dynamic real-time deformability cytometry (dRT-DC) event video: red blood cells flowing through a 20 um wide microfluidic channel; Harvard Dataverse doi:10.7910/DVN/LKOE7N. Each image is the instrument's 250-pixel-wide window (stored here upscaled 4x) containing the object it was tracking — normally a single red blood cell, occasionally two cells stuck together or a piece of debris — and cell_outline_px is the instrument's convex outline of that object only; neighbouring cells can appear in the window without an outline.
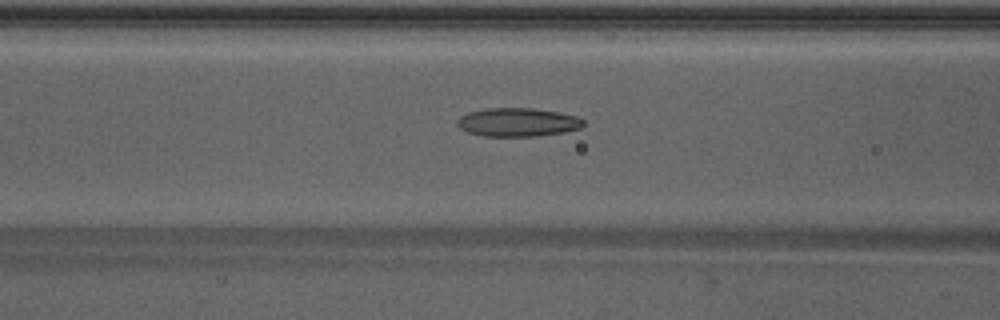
{"species": "Egyptian fruit bat (a non-hibernating species)", "species_latin": "Rousettus aegyptiacus", "temperature_condition": "warm", "stored_images_in_passage": 48, "camera_frame_rate_fps": 3000, "um_per_image_px": 0.085, "animal": {"sex": "male"}, "frame": {"image": 1, "passage_image": 20, "time_ms": 6.333, "image_size_px": [1000, 320], "cell_outline_px": [[584, 124], [580, 128], [564, 132], [536, 136], [480, 136], [468, 132], [460, 128], [456, 124], [456, 120], [460, 116], [468, 112], [488, 108], [532, 108], [560, 112], [576, 116], [584, 120]], "centroid_in_image_um": [43.99, 10.39], "position_along_channel_um": 122.6, "area_um2": 21.1}}
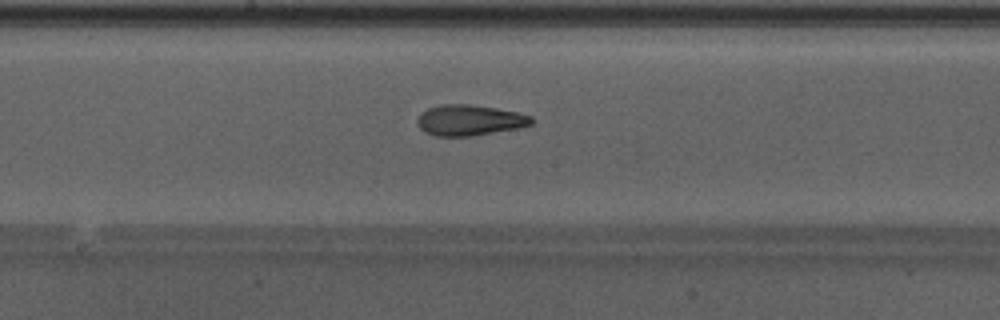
{"frame": {"image": 2, "passage_image": 26, "time_ms": 8.333, "image_size_px": [1000, 320], "cell_outline_px": [[532, 124], [516, 128], [472, 136], [436, 136], [424, 132], [420, 128], [416, 120], [428, 108], [440, 104], [468, 104], [496, 108], [520, 112], [532, 116]], "centroid_in_image_um": [39.91, 10.21], "position_along_channel_um": 208.3, "area_um2": 20.35}}
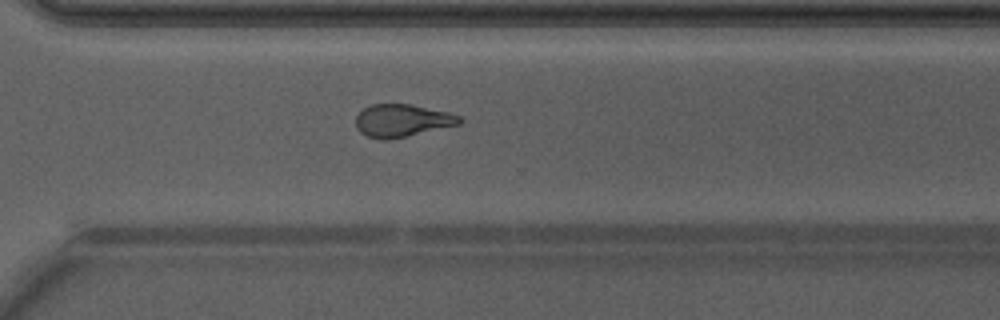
{"frame": {"image": 3, "passage_image": 35, "time_ms": 11.333, "image_size_px": [1000, 320], "cell_outline_px": [[464, 120], [460, 124], [404, 136], [368, 136], [360, 132], [356, 128], [356, 116], [364, 108], [372, 104], [408, 104], [448, 112], [460, 116]], "centroid_in_image_um": [34.21, 10.2], "position_along_channel_um": 336.4, "area_um2": 18.84}, "authors_computed_cell_mechanics": {"area_um2": 20.5768, "velocity_mm_per_s": 4.2889, "shape_relaxation_time_tau1_ms": 4.8176, "shape_relaxation_time_tau2_ms": 2.3596, "deformation_change_tau1": 0.1507, "deformation_change_tau2": 0.1201}}